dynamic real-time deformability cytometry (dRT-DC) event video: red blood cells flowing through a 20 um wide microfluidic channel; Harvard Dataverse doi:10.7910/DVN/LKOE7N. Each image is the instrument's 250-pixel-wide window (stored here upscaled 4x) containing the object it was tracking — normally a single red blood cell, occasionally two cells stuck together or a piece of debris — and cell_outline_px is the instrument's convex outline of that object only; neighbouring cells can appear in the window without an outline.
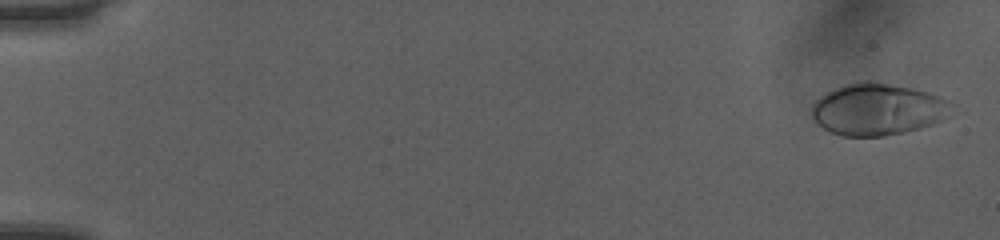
{"species": "human", "species_latin": "Homo sapiens", "temperature_condition": "room temperature", "stored_images_in_passage": 51, "camera_frame_rate_fps": 3000, "um_per_image_px": 0.085, "donor": {"sex": "female"}, "frame": {"image": 1, "passage_image": 2, "time_ms": 0.333, "image_size_px": [1000, 240], "cell_outline_px": [[948, 100], [940, 120], [932, 124], [920, 128], [904, 132], [884, 136], [844, 136], [832, 132], [824, 128], [812, 116], [812, 104], [824, 92], [832, 88], [856, 80], [864, 80], [912, 88], [928, 92], [940, 96]], "centroid_in_image_um": [74.48, 9.27], "position_along_channel_um": 10.5, "area_um2": 41.5}}
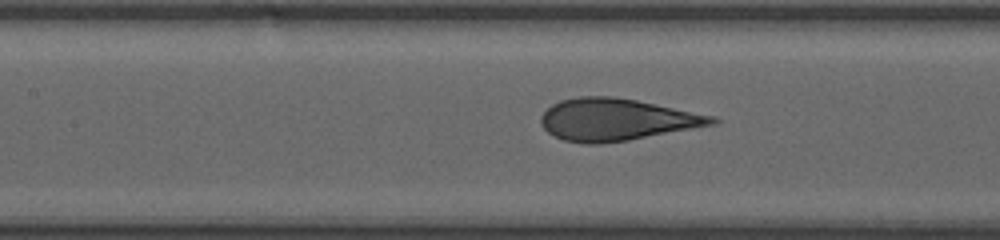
{"frame": {"image": 2, "passage_image": 25, "time_ms": 8.0, "image_size_px": [1000, 240], "cell_outline_px": [[720, 120], [716, 124], [628, 140], [600, 144], [584, 144], [564, 140], [548, 132], [540, 124], [540, 116], [552, 104], [560, 100], [580, 96], [612, 96], [636, 100], [716, 116]], "centroid_in_image_um": [52.39, 10.16], "position_along_channel_um": 155.0, "area_um2": 41.85}}
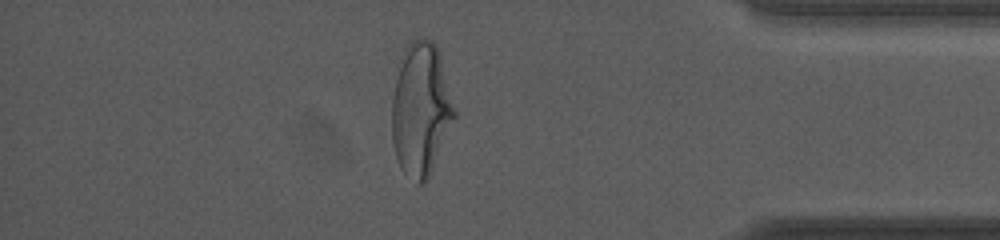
{"frame": {"image": 3, "passage_image": 45, "time_ms": 14.667, "image_size_px": [1000, 240], "cell_outline_px": [[456, 116], [428, 180], [424, 184], [416, 184], [400, 168], [396, 156], [392, 140], [392, 96], [404, 48], [416, 36], [424, 36], [432, 40], [436, 44], [440, 56], [456, 112]], "centroid_in_image_um": [35.77, 9.3], "position_along_channel_um": 399.4, "area_um2": 48.61}, "authors_computed_cell_mechanics": {"area_um2": 41.4426, "velocity_mm_per_s": 4.0639, "shape_relaxation_time_tau1_ms": 4.1539, "shape_relaxation_time_tau2_ms": null, "deformation_change_tau1": 0.2092, "deformation_change_tau2": null}}